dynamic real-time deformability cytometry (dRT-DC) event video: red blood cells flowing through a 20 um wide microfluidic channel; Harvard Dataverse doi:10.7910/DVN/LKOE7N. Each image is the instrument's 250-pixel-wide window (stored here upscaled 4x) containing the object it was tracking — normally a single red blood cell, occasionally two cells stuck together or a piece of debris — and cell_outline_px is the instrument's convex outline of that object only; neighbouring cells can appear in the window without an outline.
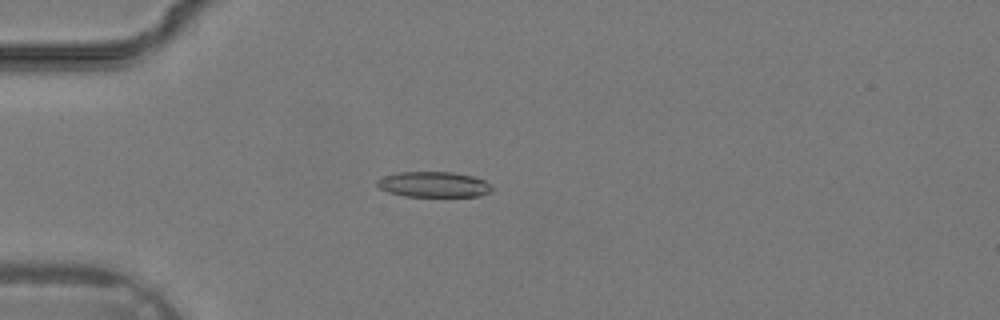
{"species": "common noctule bat (a hibernating species)", "species_latin": "Nyctalus noctula", "temperature_condition": "warm", "stored_images_in_passage": 36, "camera_frame_rate_fps": 3000, "um_per_image_px": 0.085, "animal": {"sex": "male", "body_mass_g": 19.2, "forearm_length_mm": 51.8}, "frame": {"image": 1, "passage_image": 10, "time_ms": 3.0, "image_size_px": [1000, 320], "cell_outline_px": [[496, 188], [492, 192], [476, 196], [404, 196], [388, 192], [380, 188], [376, 184], [376, 180], [384, 176], [396, 172], [452, 172], [472, 176], [484, 180], [492, 184]], "centroid_in_image_um": [36.89, 15.67], "position_along_channel_um": 48.1, "area_um2": 17.22}}
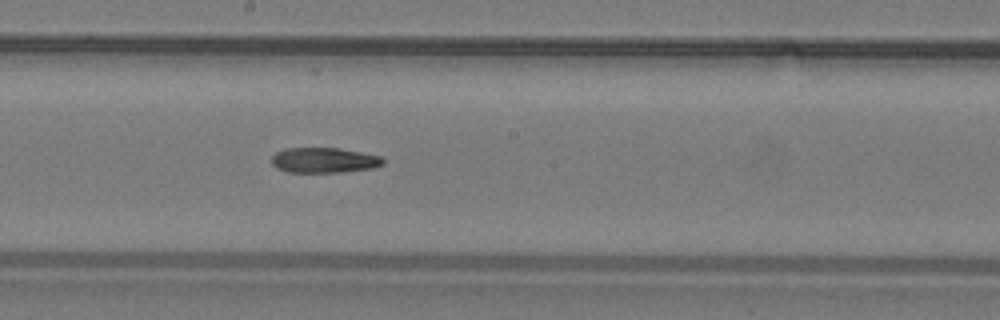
{"frame": {"image": 2, "passage_image": 20, "time_ms": 6.333, "image_size_px": [1000, 320], "cell_outline_px": [[384, 164], [372, 168], [340, 172], [288, 172], [276, 168], [272, 164], [272, 156], [276, 152], [284, 148], [340, 148], [380, 156], [384, 160]], "centroid_in_image_um": [27.52, 13.61], "position_along_channel_um": 220.7, "area_um2": 16.36}}
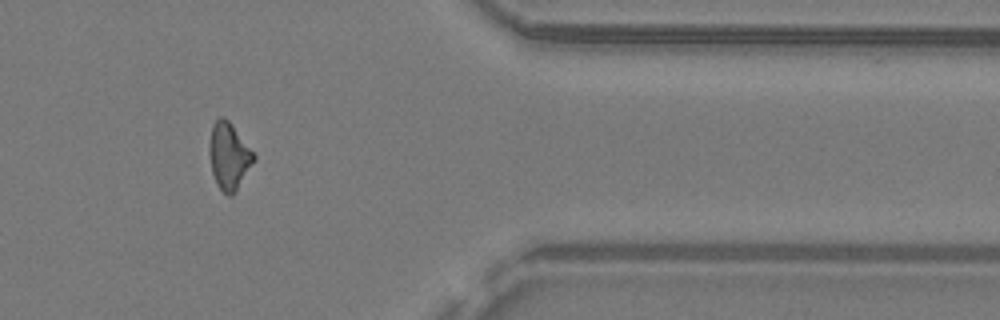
{"frame": {"image": 3, "passage_image": 30, "time_ms": 9.667, "image_size_px": [1000, 320], "cell_outline_px": [[256, 160], [236, 192], [232, 196], [228, 196], [216, 184], [212, 172], [208, 148], [212, 124], [220, 116], [224, 116], [228, 120], [256, 156]], "centroid_in_image_um": [19.46, 13.29], "position_along_channel_um": 391.9, "area_um2": 17.4}}